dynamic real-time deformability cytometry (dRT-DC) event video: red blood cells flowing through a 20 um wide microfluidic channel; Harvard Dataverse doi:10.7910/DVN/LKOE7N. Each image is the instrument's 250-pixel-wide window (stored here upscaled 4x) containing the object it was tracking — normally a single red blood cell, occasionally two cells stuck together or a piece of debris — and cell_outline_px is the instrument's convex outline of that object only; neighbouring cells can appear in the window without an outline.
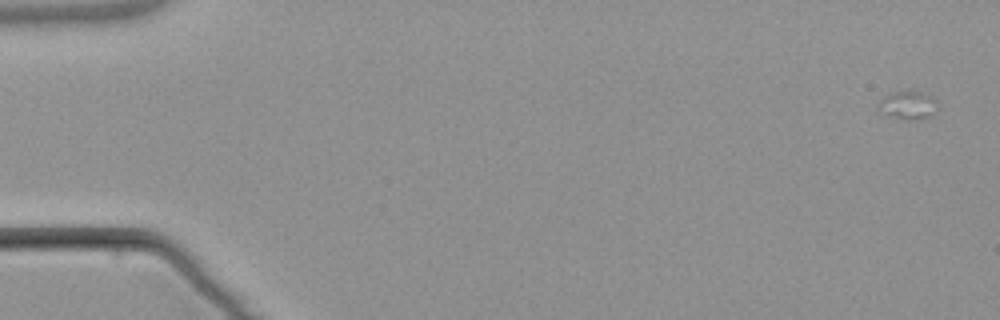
{"species": "common noctule bat (a hibernating species)", "species_latin": "Nyctalus noctula", "temperature_condition": "warm", "stored_images_in_passage": 6, "camera_frame_rate_fps": 3000, "um_per_image_px": 0.085, "animal": {"sex": "male", "body_mass_g": 21.5, "forearm_length_mm": 52.0}, "frame": {"image": 1, "passage_image": 1, "time_ms": 0.0, "image_size_px": [1000, 320], "cell_outline_px": [[940, 104], [936, 112], [928, 116], [908, 120], [900, 120], [880, 112], [876, 108], [880, 100], [892, 92], [908, 88], [932, 96]], "centroid_in_image_um": [77.18, 8.91], "position_along_channel_um": 7.8, "area_um2": 10.17}}